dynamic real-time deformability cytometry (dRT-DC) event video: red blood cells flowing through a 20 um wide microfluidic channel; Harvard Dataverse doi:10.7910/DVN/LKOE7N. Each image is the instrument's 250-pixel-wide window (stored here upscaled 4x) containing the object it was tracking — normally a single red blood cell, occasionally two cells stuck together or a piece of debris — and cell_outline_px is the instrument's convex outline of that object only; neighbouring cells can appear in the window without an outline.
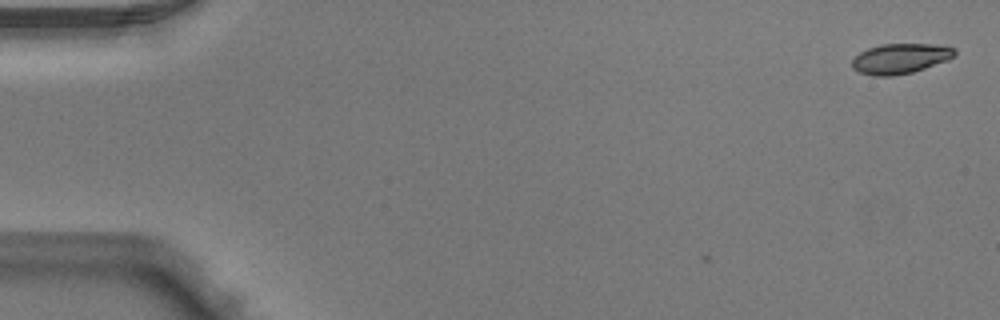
{"species": "Egyptian fruit bat (a non-hibernating species)", "species_latin": "Rousettus aegyptiacus", "temperature_condition": "warm", "stored_images_in_passage": 4, "camera_frame_rate_fps": 3000, "um_per_image_px": 0.085, "animal": {"sex": "male"}, "frame": {"image": 1, "passage_image": 1, "time_ms": 0.0, "image_size_px": [1000, 320], "cell_outline_px": [[956, 56], [948, 60], [912, 72], [892, 76], [872, 76], [860, 72], [852, 68], [852, 60], [860, 52], [868, 48], [884, 44], [932, 44], [956, 48]], "centroid_in_image_um": [76.54, 4.98], "position_along_channel_um": 8.5, "area_um2": 17.98}}
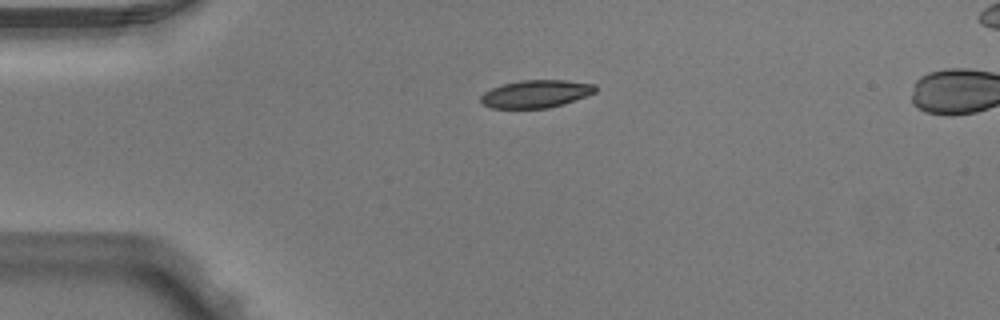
{"frame": {"image": 2, "passage_image": 4, "time_ms": 1.0, "image_size_px": [1000, 320], "cell_outline_px": [[596, 92], [564, 104], [548, 108], [492, 108], [484, 104], [480, 100], [480, 96], [484, 92], [492, 88], [504, 84], [520, 80], [564, 80], [596, 84]], "centroid_in_image_um": [45.56, 7.97], "position_along_channel_um": 39.4, "area_um2": 18.44}}